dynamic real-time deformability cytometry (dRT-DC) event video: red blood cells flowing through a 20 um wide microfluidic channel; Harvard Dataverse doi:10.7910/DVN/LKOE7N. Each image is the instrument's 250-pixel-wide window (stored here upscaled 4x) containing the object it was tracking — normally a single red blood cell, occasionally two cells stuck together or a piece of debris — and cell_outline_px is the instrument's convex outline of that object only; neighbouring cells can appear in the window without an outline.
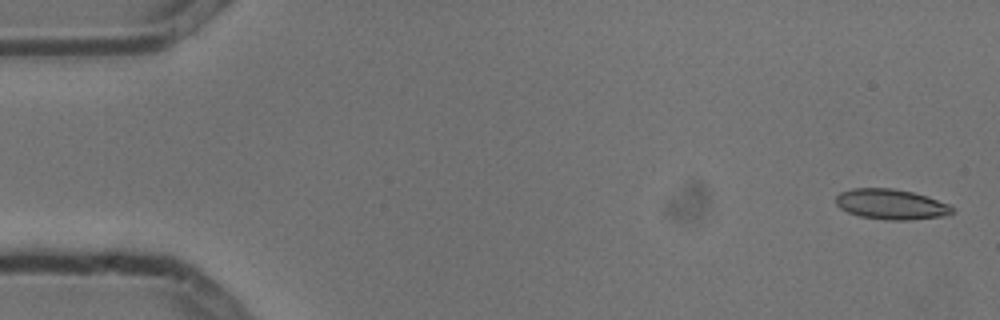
{"species": "common noctule bat (a hibernating species)", "species_latin": "Nyctalus noctula", "temperature_condition": "cold", "stored_images_in_passage": 3, "camera_frame_rate_fps": 3000, "um_per_image_px": 0.085, "animal": {"sex": "male", "body_mass_g": 13.3}, "frame": {"image": 1, "passage_image": 1, "time_ms": 0.0, "image_size_px": [1000, 320], "cell_outline_px": [[952, 212], [944, 216], [908, 220], [884, 220], [860, 216], [848, 212], [840, 208], [836, 204], [836, 196], [840, 192], [852, 188], [892, 188], [912, 192], [948, 204], [952, 208]], "centroid_in_image_um": [75.68, 17.36], "position_along_channel_um": 9.3, "area_um2": 20.35}}